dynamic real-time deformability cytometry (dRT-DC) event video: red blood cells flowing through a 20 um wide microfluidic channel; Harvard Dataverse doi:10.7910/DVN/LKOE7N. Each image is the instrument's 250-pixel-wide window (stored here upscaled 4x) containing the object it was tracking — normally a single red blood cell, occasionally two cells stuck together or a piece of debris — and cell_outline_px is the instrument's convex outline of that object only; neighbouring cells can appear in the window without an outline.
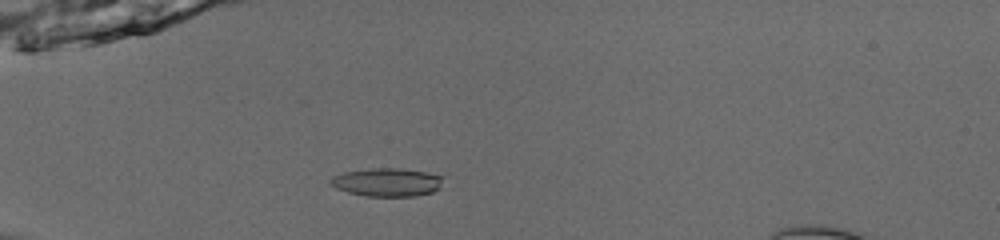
{"species": "common noctule bat (a hibernating species)", "species_latin": "Nyctalus noctula", "temperature_condition": "room temperature", "stored_images_in_passage": 32, "camera_frame_rate_fps": 3000, "um_per_image_px": 0.085, "animal": {"sex": "male", "body_mass_g": 13.0, "forearm_length_mm": 53.1}, "frame": {"image": 1, "passage_image": 1, "time_ms": 0.0, "image_size_px": [1000, 240], "cell_outline_px": [[444, 176], [440, 188], [432, 192], [416, 196], [364, 196], [348, 192], [336, 188], [328, 180], [332, 176], [344, 172], [372, 168], [400, 168], [428, 172]], "centroid_in_image_um": [32.92, 15.48], "position_along_channel_um": 52.1, "area_um2": 18.73}}
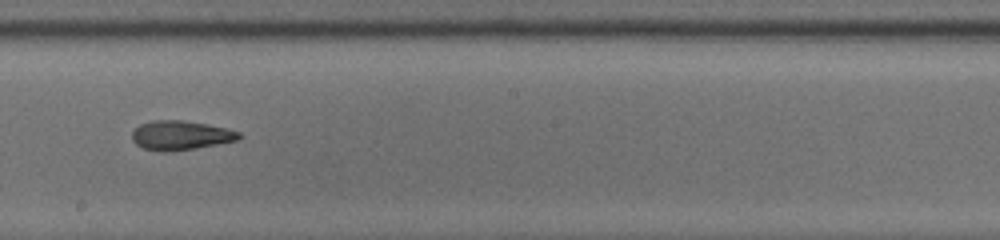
{"frame": {"image": 2, "passage_image": 16, "time_ms": 5.0, "image_size_px": [1000, 240], "cell_outline_px": [[244, 136], [236, 140], [196, 148], [168, 152], [160, 152], [144, 148], [136, 144], [132, 140], [132, 132], [140, 124], [152, 120], [184, 120], [208, 124], [228, 128], [240, 132]], "centroid_in_image_um": [15.36, 11.5], "position_along_channel_um": 232.8, "area_um2": 18.38}}
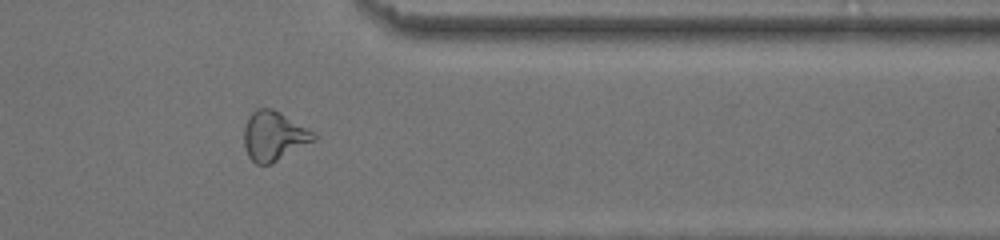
{"frame": {"image": 3, "passage_image": 28, "time_ms": 9.0, "image_size_px": [1000, 240], "cell_outline_px": [[316, 140], [272, 164], [256, 164], [248, 156], [244, 144], [244, 128], [248, 116], [256, 108], [272, 108], [280, 112], [312, 132], [316, 136]], "centroid_in_image_um": [23.25, 11.57], "position_along_channel_um": 388.2, "area_um2": 19.94}, "authors_computed_cell_mechanics": {"area_um2": 18.5249, "velocity_mm_per_s": 3.9806, "shape_relaxation_time_tau1_ms": 8.6037, "shape_relaxation_time_tau2_ms": 2.4449, "deformation_change_tau1": 0.2125, "deformation_change_tau2": 0.1131}}